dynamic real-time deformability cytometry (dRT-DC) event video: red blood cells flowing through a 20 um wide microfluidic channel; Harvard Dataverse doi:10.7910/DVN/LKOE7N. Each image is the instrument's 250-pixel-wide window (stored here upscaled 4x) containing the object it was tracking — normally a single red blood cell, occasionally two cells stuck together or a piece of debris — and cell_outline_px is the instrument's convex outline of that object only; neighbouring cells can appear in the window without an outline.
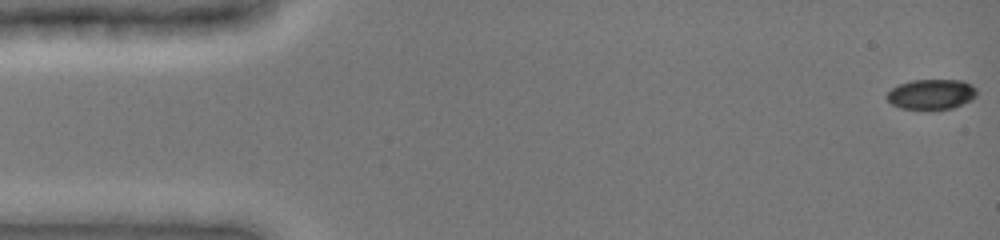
{"species": "common noctule bat (a hibernating species)", "species_latin": "Nyctalus noctula", "temperature_condition": "cold", "stored_images_in_passage": 16, "camera_frame_rate_fps": 3000, "um_per_image_px": 0.085, "animal": {"sex": "female", "body_mass_g": 19.0, "forearm_length_mm": 51.5}, "frame": {"image": 1, "passage_image": 1, "time_ms": 0.0, "image_size_px": [1000, 240], "cell_outline_px": [[976, 96], [972, 100], [952, 108], [900, 108], [892, 104], [888, 100], [888, 92], [892, 88], [900, 84], [912, 80], [960, 80], [976, 88]], "centroid_in_image_um": [79.18, 8.0], "position_along_channel_um": 5.8, "area_um2": 15.37}}
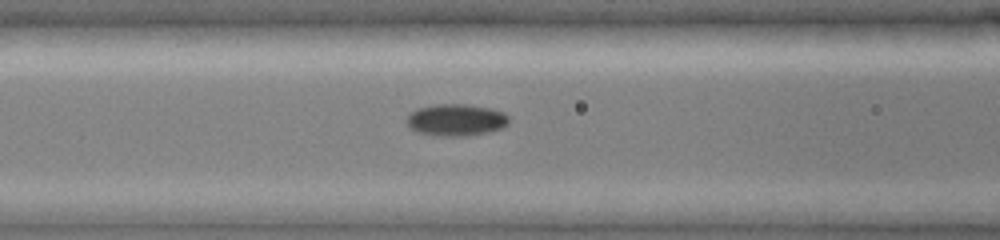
{"frame": {"image": 2, "passage_image": 14, "time_ms": 6.333, "image_size_px": [1000, 240], "cell_outline_px": [[508, 124], [500, 128], [468, 136], [432, 136], [416, 132], [404, 120], [412, 112], [420, 108], [440, 104], [464, 104], [492, 108], [504, 112], [508, 116]], "centroid_in_image_um": [38.75, 10.2], "position_along_channel_um": 127.8, "area_um2": 18.9}}
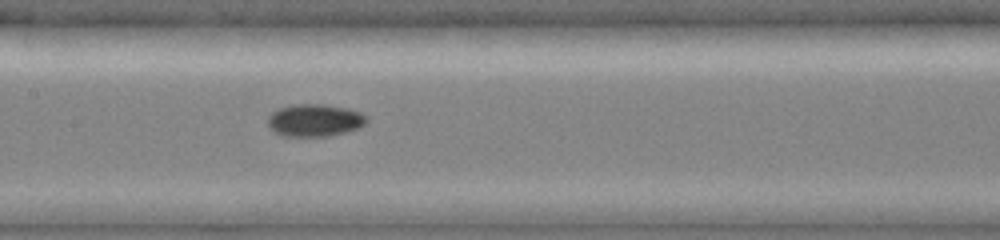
{"frame": {"image": 3, "passage_image": 16, "time_ms": 7.667, "image_size_px": [1000, 240], "cell_outline_px": [[368, 120], [364, 124], [356, 128], [344, 132], [328, 136], [280, 136], [268, 124], [268, 116], [272, 112], [280, 108], [296, 104], [320, 104], [344, 108], [360, 112]], "centroid_in_image_um": [26.71, 10.23], "position_along_channel_um": 180.7, "area_um2": 18.26}}